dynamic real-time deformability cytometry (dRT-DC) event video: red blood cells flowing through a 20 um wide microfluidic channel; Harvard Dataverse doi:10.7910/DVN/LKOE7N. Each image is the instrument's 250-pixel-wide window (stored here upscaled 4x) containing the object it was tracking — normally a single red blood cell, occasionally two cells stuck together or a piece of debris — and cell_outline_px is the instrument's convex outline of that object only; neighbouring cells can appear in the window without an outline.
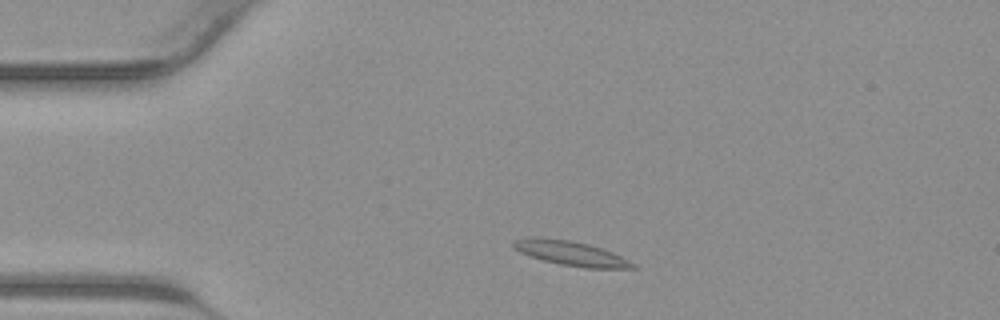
{"species": "common noctule bat (a hibernating species)", "species_latin": "Nyctalus noctula", "temperature_condition": "warm", "stored_images_in_passage": 37, "camera_frame_rate_fps": 3000, "um_per_image_px": 0.085, "animal": {"sex": "male", "body_mass_g": 23.1, "forearm_length_mm": 52.7}, "frame": {"image": 1, "passage_image": 4, "time_ms": 1.0, "image_size_px": [1000, 320], "cell_outline_px": [[636, 268], [584, 268], [560, 264], [544, 260], [520, 252], [512, 248], [512, 240], [536, 236], [572, 240], [588, 244], [612, 252], [636, 264]], "centroid_in_image_um": [48.48, 21.51], "position_along_channel_um": 36.5, "area_um2": 17.05}}
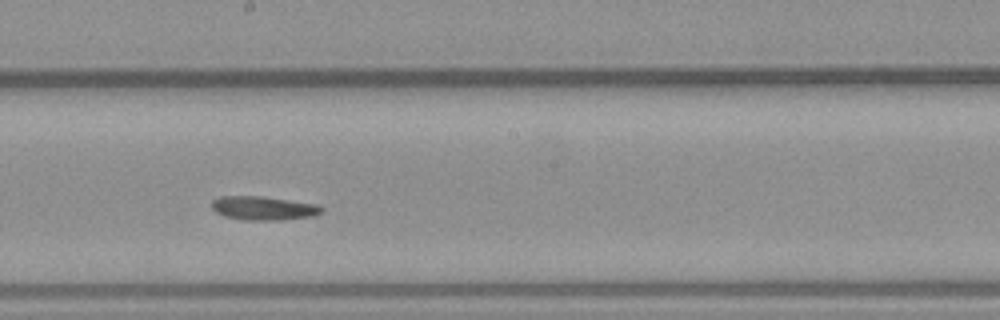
{"frame": {"image": 2, "passage_image": 18, "time_ms": 5.667, "image_size_px": [1000, 320], "cell_outline_px": [[324, 212], [312, 216], [284, 220], [244, 220], [224, 216], [216, 212], [212, 208], [212, 200], [220, 196], [260, 196], [316, 204], [324, 208]], "centroid_in_image_um": [22.4, 17.7], "position_along_channel_um": 225.8, "area_um2": 15.26}}
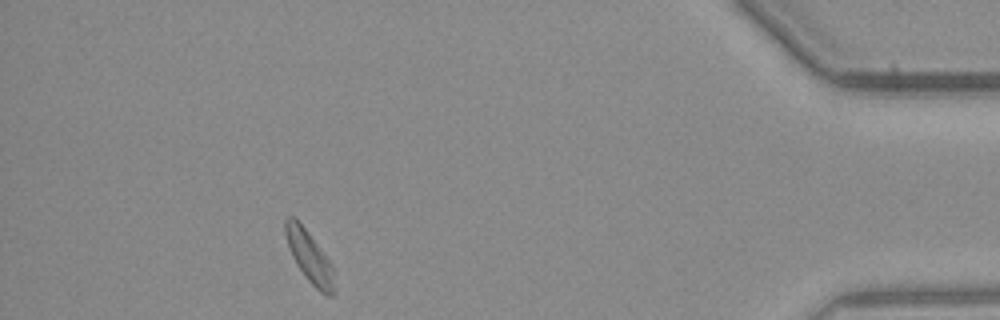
{"frame": {"image": 3, "passage_image": 33, "time_ms": 10.667, "image_size_px": [1000, 320], "cell_outline_px": [[336, 292], [332, 296], [328, 296], [320, 292], [308, 280], [296, 264], [288, 248], [284, 232], [284, 220], [288, 216], [296, 216], [332, 264]], "centroid_in_image_um": [26.29, 21.81], "position_along_channel_um": 408.9, "area_um2": 14.91}}